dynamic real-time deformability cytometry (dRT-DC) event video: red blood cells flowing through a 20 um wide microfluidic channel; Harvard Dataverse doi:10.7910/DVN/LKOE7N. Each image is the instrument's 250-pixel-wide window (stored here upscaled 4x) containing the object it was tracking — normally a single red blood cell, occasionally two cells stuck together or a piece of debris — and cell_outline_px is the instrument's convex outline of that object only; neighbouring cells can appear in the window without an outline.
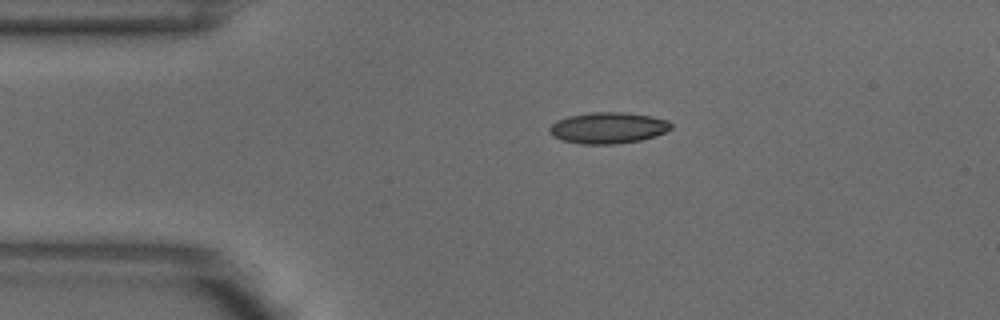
{"species": "common noctule bat (a hibernating species)", "species_latin": "Nyctalus noctula", "temperature_condition": "warm", "stored_images_in_passage": 2, "camera_frame_rate_fps": 3000, "um_per_image_px": 0.085, "animal": {"sex": "male", "body_mass_g": 18.8}, "frame": {"image": 1, "passage_image": 1, "time_ms": 0.0, "image_size_px": [1000, 320], "cell_outline_px": [[672, 128], [656, 136], [640, 140], [616, 144], [580, 144], [564, 140], [552, 136], [548, 132], [548, 128], [556, 120], [568, 116], [592, 112], [624, 112], [652, 116], [668, 120], [672, 124]], "centroid_in_image_um": [51.68, 10.86], "position_along_channel_um": 33.3, "area_um2": 22.25}}